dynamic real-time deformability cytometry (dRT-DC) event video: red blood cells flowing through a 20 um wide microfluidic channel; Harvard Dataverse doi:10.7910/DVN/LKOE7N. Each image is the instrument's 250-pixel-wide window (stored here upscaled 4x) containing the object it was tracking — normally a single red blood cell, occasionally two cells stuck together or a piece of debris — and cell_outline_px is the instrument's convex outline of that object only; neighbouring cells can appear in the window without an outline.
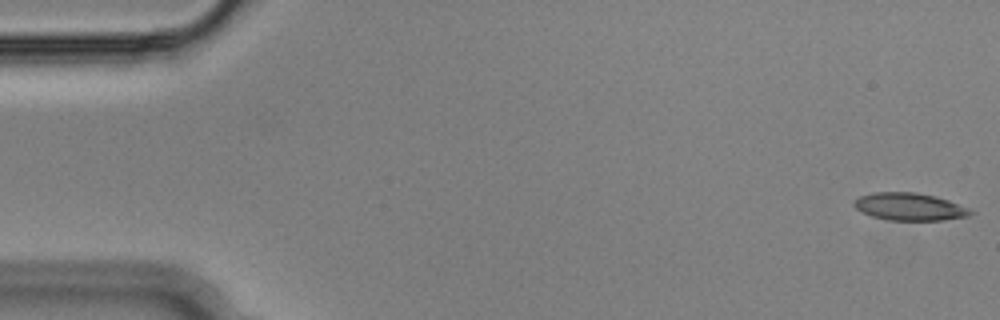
{"species": "Egyptian fruit bat (a non-hibernating species)", "species_latin": "Rousettus aegyptiacus", "temperature_condition": "cold", "stored_images_in_passage": 55, "camera_frame_rate_fps": 3000, "um_per_image_px": 0.085, "animal": {"sex": "male"}, "frame": {"image": 1, "passage_image": 1, "time_ms": 0.0, "image_size_px": [1000, 320], "cell_outline_px": [[976, 212], [968, 216], [944, 220], [888, 220], [872, 216], [856, 208], [852, 204], [852, 200], [860, 196], [872, 192], [916, 192], [936, 196], [948, 200], [968, 208]], "centroid_in_image_um": [77.3, 17.56], "position_along_channel_um": 7.7, "area_um2": 18.73}}
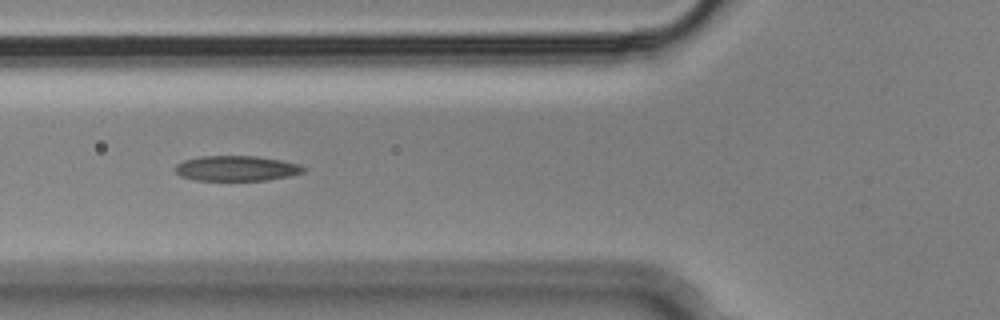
{"frame": {"image": 2, "passage_image": 20, "time_ms": 6.333, "image_size_px": [1000, 320], "cell_outline_px": [[308, 168], [304, 172], [288, 176], [264, 180], [196, 180], [180, 176], [176, 172], [176, 164], [184, 160], [200, 156], [256, 156], [280, 160], [300, 164]], "centroid_in_image_um": [20.11, 14.3], "position_along_channel_um": 105.7, "area_um2": 18.79}}
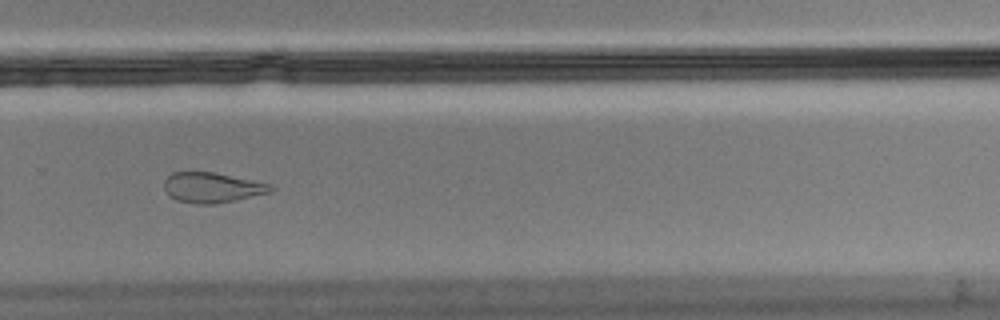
{"frame": {"image": 3, "passage_image": 37, "time_ms": 12.0, "image_size_px": [1000, 320], "cell_outline_px": [[276, 188], [272, 192], [236, 200], [212, 204], [196, 204], [176, 200], [164, 188], [164, 180], [172, 172], [212, 172], [272, 184]], "centroid_in_image_um": [18.07, 15.94], "position_along_channel_um": 311.7, "area_um2": 18.67}, "authors_computed_cell_mechanics": {"area_um2": 19.5364, "velocity_mm_per_s": 3.641, "shape_relaxation_time_tau1_ms": null, "shape_relaxation_time_tau2_ms": 2.8195, "deformation_change_tau1": null, "deformation_change_tau2": 0.1021}}